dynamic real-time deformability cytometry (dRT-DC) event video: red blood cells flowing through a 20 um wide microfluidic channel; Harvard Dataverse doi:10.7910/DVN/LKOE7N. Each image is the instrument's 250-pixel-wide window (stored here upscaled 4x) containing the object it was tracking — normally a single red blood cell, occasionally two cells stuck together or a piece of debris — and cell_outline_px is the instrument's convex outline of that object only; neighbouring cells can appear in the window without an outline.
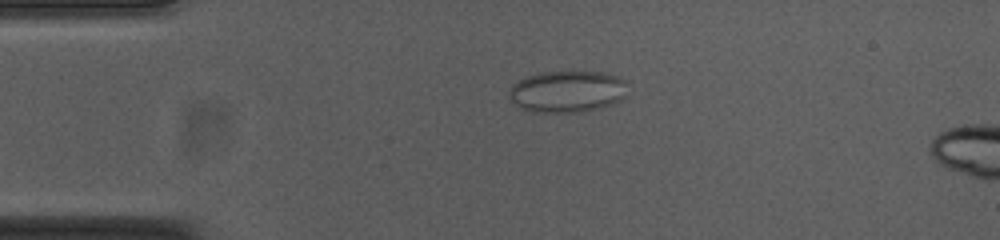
{"species": "common noctule bat (a hibernating species)", "species_latin": "Nyctalus noctula", "temperature_condition": "cold", "stored_images_in_passage": 6, "camera_frame_rate_fps": 3000, "um_per_image_px": 0.085, "animal": {"sex": "female", "body_mass_g": 23.0, "forearm_length_mm": 53.4}, "frame": {"image": 1, "passage_image": 2, "time_ms": 0.333, "image_size_px": [1000, 240], "cell_outline_px": [[628, 80], [624, 100], [600, 108], [572, 112], [532, 112], [520, 108], [508, 96], [508, 92], [512, 84], [516, 80], [524, 76], [540, 72], [604, 72], [620, 76]], "centroid_in_image_um": [48.23, 7.76], "position_along_channel_um": 36.8, "area_um2": 29.3}}